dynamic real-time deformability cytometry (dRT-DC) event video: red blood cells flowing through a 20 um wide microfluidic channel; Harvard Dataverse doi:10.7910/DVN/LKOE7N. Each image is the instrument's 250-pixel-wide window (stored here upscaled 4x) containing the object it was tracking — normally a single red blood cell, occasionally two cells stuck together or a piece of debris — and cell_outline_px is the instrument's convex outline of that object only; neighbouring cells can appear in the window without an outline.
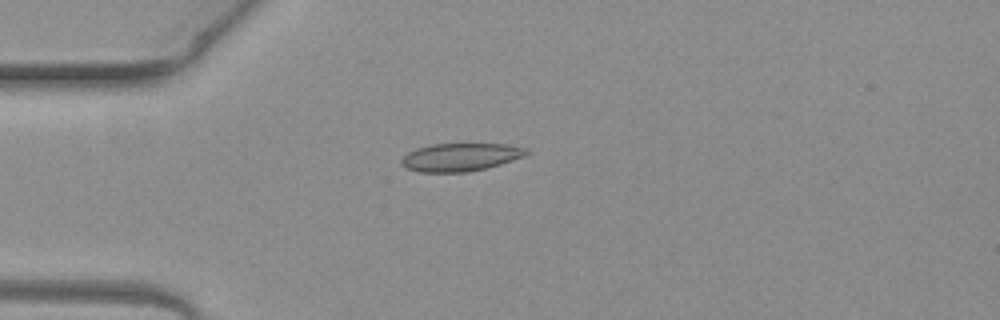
{"species": "common noctule bat (a hibernating species)", "species_latin": "Nyctalus noctula", "temperature_condition": "warm", "stored_images_in_passage": 4, "camera_frame_rate_fps": 3000, "um_per_image_px": 0.085, "animal": {"sex": "female", "body_mass_g": 19.3, "forearm_length_mm": 54.1}, "frame": {"image": 1, "passage_image": 4, "time_ms": 1.0, "image_size_px": [1000, 320], "cell_outline_px": [[528, 152], [524, 156], [500, 164], [468, 172], [420, 172], [408, 168], [400, 164], [400, 160], [408, 152], [416, 148], [432, 144], [508, 144], [528, 148]], "centroid_in_image_um": [39.13, 13.35], "position_along_channel_um": 45.9, "area_um2": 20.29}}